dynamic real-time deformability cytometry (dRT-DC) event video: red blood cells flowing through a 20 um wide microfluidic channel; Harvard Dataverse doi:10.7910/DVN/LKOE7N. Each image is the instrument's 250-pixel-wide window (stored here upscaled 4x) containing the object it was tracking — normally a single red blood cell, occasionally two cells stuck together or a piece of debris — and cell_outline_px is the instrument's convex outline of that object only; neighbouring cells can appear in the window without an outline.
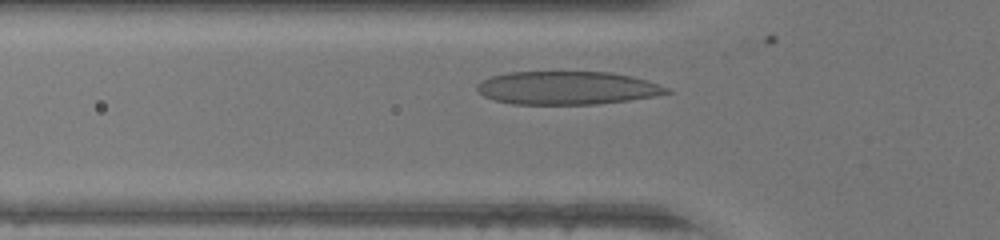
{"species": "human", "species_latin": "Homo sapiens", "temperature_condition": "warm", "stored_images_in_passage": 15, "camera_frame_rate_fps": 3000, "um_per_image_px": 0.085, "donor": {"sex": "female"}, "frame": {"image": 1, "passage_image": 7, "time_ms": 2.0, "image_size_px": [1000, 240], "cell_outline_px": [[676, 92], [656, 96], [628, 100], [596, 104], [512, 104], [496, 100], [484, 96], [476, 92], [476, 84], [492, 76], [508, 72], [608, 72], [632, 76], [668, 88]], "centroid_in_image_um": [48.2, 7.48], "position_along_channel_um": 77.6, "area_um2": 36.65}}
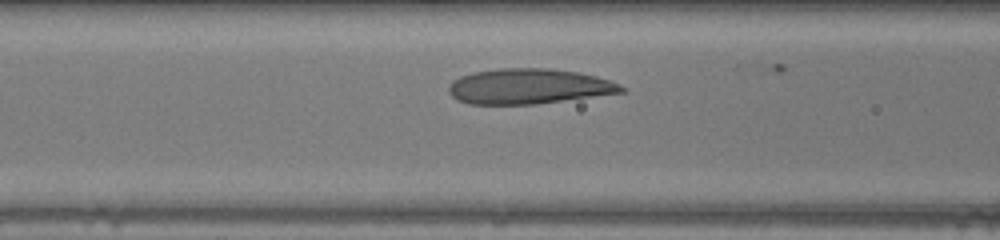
{"frame": {"image": 2, "passage_image": 10, "time_ms": 3.0, "image_size_px": [1000, 240], "cell_outline_px": [[628, 92], [536, 104], [468, 104], [456, 100], [448, 92], [448, 84], [452, 80], [460, 76], [472, 72], [500, 68], [552, 68], [580, 72], [596, 76], [620, 84], [628, 88]], "centroid_in_image_um": [44.96, 7.34], "position_along_channel_um": 121.6, "area_um2": 36.07}}
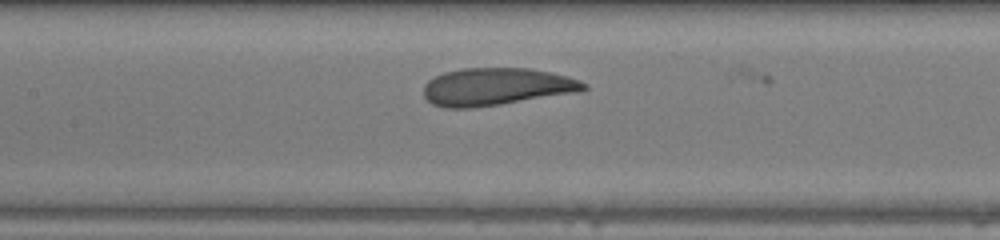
{"frame": {"image": 3, "passage_image": 13, "time_ms": 4.0, "image_size_px": [1000, 240], "cell_outline_px": [[588, 88], [584, 92], [472, 108], [444, 108], [432, 104], [424, 96], [424, 84], [428, 80], [444, 72], [460, 68], [528, 68], [552, 72], [568, 76], [580, 80], [588, 84]], "centroid_in_image_um": [42.25, 7.37], "position_along_channel_um": 165.2, "area_um2": 35.49}}